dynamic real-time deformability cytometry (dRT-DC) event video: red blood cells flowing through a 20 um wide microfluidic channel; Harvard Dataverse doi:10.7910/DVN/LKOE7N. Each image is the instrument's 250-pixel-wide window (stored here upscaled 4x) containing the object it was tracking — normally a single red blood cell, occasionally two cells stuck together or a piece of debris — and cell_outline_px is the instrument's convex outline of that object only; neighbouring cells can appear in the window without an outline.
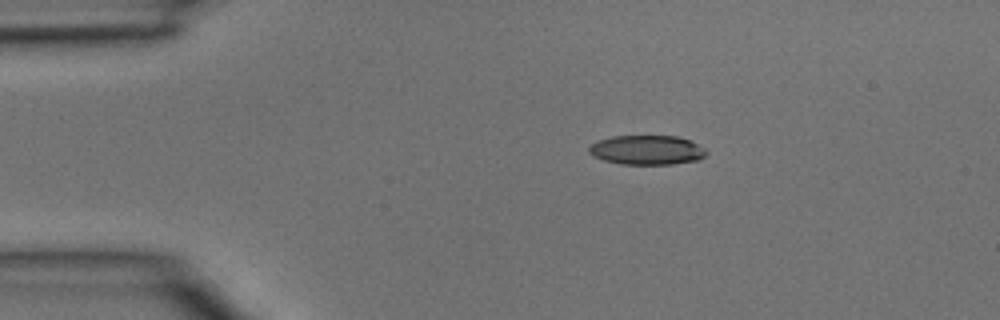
{"species": "common noctule bat (a hibernating species)", "species_latin": "Nyctalus noctula", "temperature_condition": "room temperature", "stored_images_in_passage": 2, "camera_frame_rate_fps": 3000, "um_per_image_px": 0.085, "animal": {"sex": "male", "body_mass_g": 15.6}, "frame": {"image": 1, "passage_image": 1, "time_ms": 0.0, "image_size_px": [1000, 320], "cell_outline_px": [[708, 152], [700, 160], [672, 164], [620, 164], [604, 160], [592, 156], [588, 152], [588, 148], [592, 144], [600, 140], [612, 136], [676, 136], [688, 140], [704, 148]], "centroid_in_image_um": [54.98, 12.76], "position_along_channel_um": 30.0, "area_um2": 20.06}}